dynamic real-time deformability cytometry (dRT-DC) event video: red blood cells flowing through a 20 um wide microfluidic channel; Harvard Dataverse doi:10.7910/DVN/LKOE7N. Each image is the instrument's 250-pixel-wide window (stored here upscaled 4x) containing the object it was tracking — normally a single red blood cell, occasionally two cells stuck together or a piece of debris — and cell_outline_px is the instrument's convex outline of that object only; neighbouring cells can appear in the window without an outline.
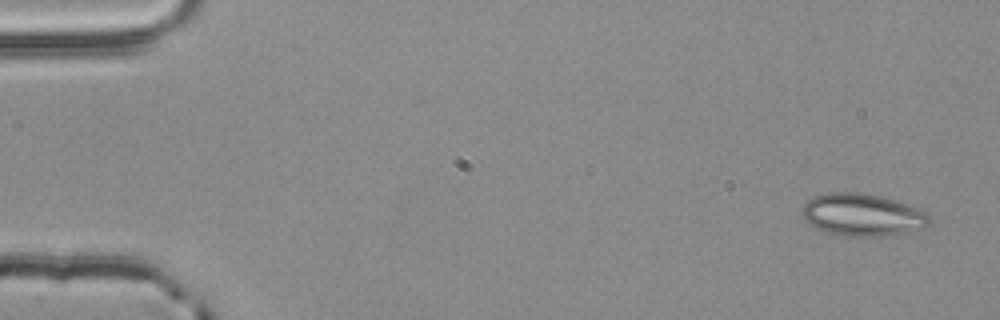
{"species": "common noctule bat (a hibernating species)", "species_latin": "Nyctalus noctula", "temperature_condition": "room temperature", "stored_images_in_passage": 53, "camera_frame_rate_fps": 3000, "um_per_image_px": 0.085, "animal": {"sex": "male", "body_mass_g": 20.4}, "frame": {"image": 1, "passage_image": 1, "time_ms": 0.0, "image_size_px": [1000, 320], "cell_outline_px": [[932, 224], [924, 228], [884, 236], [848, 236], [824, 232], [816, 228], [804, 220], [800, 212], [800, 208], [812, 196], [828, 192], [860, 192], [880, 196], [908, 204], [928, 212], [932, 220]], "centroid_in_image_um": [73.3, 18.25], "position_along_channel_um": 11.7, "area_um2": 31.91}}
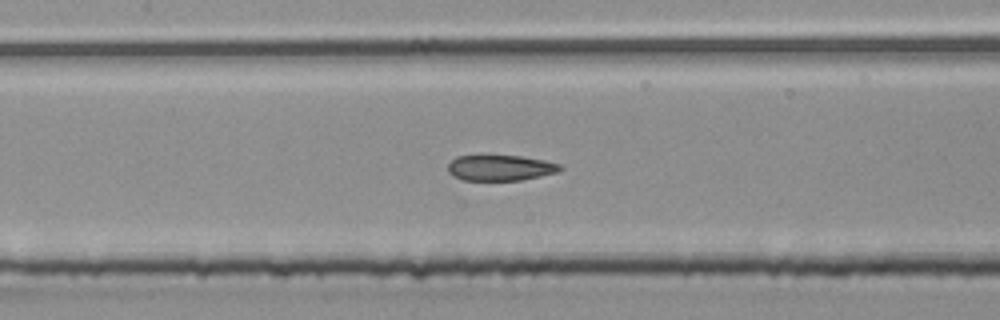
{"frame": {"image": 2, "passage_image": 24, "time_ms": 7.667, "image_size_px": [1000, 320], "cell_outline_px": [[564, 168], [560, 172], [520, 180], [464, 180], [448, 172], [448, 164], [456, 156], [480, 152], [520, 156], [544, 160], [560, 164]], "centroid_in_image_um": [42.51, 14.21], "position_along_channel_um": 164.9, "area_um2": 17.57}}
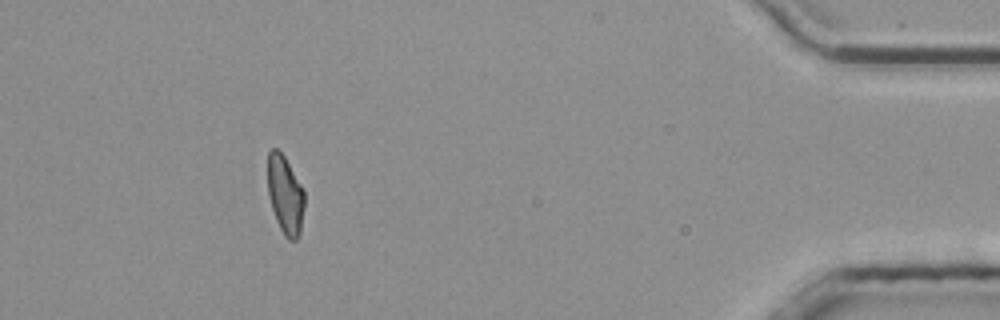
{"frame": {"image": 3, "passage_image": 48, "time_ms": 15.667, "image_size_px": [1000, 320], "cell_outline_px": [[304, 208], [300, 232], [296, 240], [288, 240], [284, 236], [276, 220], [268, 196], [268, 152], [272, 148], [276, 148], [284, 156], [304, 188]], "centroid_in_image_um": [24.25, 16.57], "position_along_channel_um": 411.0, "area_um2": 16.88}, "authors_computed_cell_mechanics": {"area_um2": 17.9758, "velocity_mm_per_s": 3.8498, "shape_relaxation_time_tau1_ms": null, "shape_relaxation_time_tau2_ms": 2.5031, "deformation_change_tau1": null, "deformation_change_tau2": 0.0856}}